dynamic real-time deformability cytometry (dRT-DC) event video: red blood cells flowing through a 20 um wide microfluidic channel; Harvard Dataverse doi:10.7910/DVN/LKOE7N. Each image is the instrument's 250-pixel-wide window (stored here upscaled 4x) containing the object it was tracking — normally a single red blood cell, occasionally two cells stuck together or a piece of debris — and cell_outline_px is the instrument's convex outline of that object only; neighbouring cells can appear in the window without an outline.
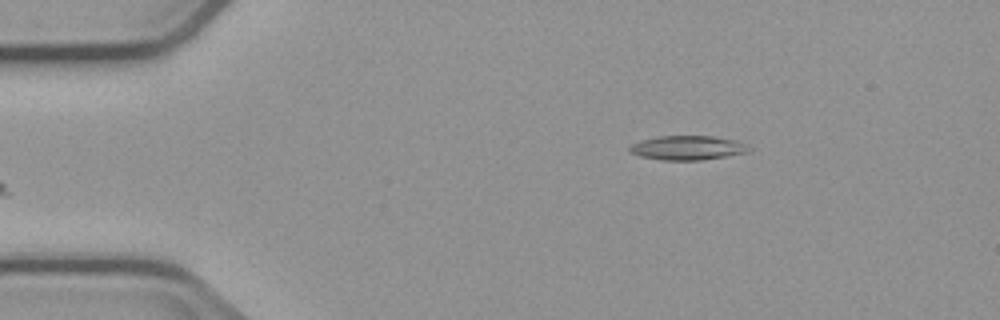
{"species": "common noctule bat (a hibernating species)", "species_latin": "Nyctalus noctula", "temperature_condition": "cold", "stored_images_in_passage": 3, "camera_frame_rate_fps": 3000, "um_per_image_px": 0.085, "animal": {"sex": "male", "body_mass_g": 23.1, "forearm_length_mm": 52.7}, "frame": {"image": 1, "passage_image": 3, "time_ms": 2.333, "image_size_px": [1000, 320], "cell_outline_px": [[752, 148], [748, 152], [700, 160], [660, 160], [640, 156], [628, 152], [628, 148], [632, 144], [640, 140], [660, 136], [712, 136], [736, 140], [748, 144]], "centroid_in_image_um": [58.44, 12.56], "position_along_channel_um": 26.6, "area_um2": 16.94}}